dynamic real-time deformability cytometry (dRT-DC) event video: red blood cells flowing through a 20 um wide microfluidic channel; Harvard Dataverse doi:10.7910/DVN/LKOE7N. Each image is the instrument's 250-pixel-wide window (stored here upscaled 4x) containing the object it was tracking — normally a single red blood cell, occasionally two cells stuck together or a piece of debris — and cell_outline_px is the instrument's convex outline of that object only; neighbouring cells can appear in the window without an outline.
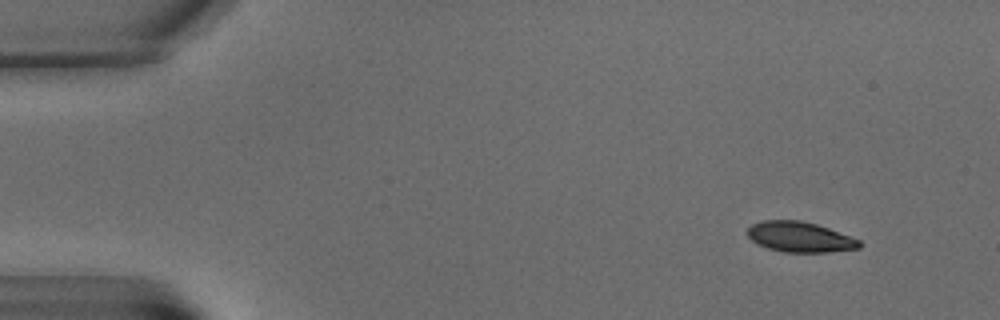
{"species": "common noctule bat (a hibernating species)", "species_latin": "Nyctalus noctula", "temperature_condition": "warm", "stored_images_in_passage": 6, "camera_frame_rate_fps": 3000, "um_per_image_px": 0.085, "animal": {"sex": "male", "body_mass_g": 15.6}, "frame": {"image": 1, "passage_image": 2, "time_ms": 1.0, "image_size_px": [1000, 320], "cell_outline_px": [[860, 248], [828, 252], [784, 252], [768, 248], [756, 244], [748, 236], [748, 228], [752, 224], [760, 220], [800, 220], [816, 224], [828, 228], [860, 240]], "centroid_in_image_um": [67.96, 20.14], "position_along_channel_um": 17.0, "area_um2": 19.71}}
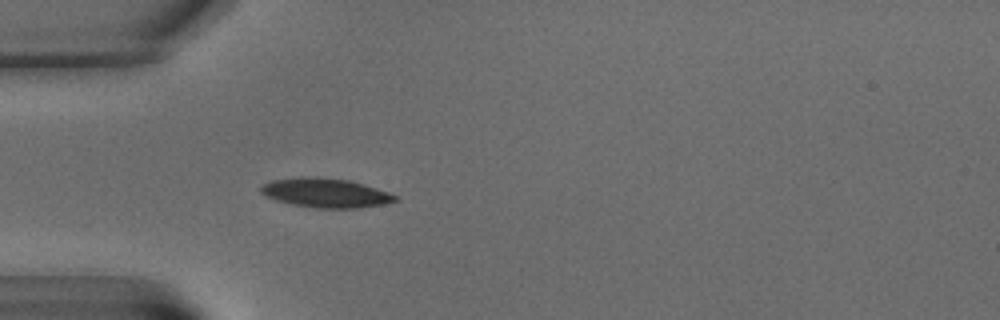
{"frame": {"image": 2, "passage_image": 6, "time_ms": 6.0, "image_size_px": [1000, 320], "cell_outline_px": [[400, 200], [384, 204], [360, 208], [316, 208], [292, 204], [276, 200], [260, 192], [260, 188], [264, 184], [272, 180], [300, 176], [316, 176], [348, 180], [364, 184], [388, 192], [396, 196]], "centroid_in_image_um": [27.69, 16.39], "position_along_channel_um": 57.3, "area_um2": 22.95}}